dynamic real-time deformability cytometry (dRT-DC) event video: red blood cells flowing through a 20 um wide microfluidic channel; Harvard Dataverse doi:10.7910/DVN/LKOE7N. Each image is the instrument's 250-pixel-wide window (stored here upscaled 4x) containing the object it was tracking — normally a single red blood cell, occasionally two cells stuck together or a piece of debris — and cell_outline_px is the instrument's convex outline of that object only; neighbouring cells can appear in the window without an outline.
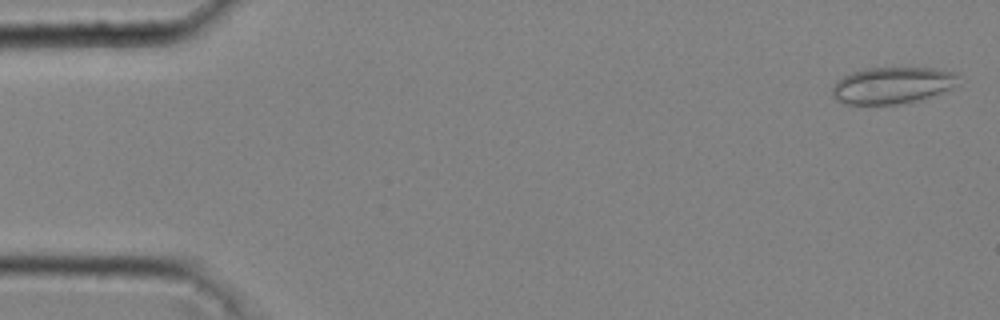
{"species": "common noctule bat (a hibernating species)", "species_latin": "Nyctalus noctula", "temperature_condition": "cold", "stored_images_in_passage": 11, "camera_frame_rate_fps": 3000, "um_per_image_px": 0.085, "animal": {"sex": "male", "body_mass_g": 20.4}, "frame": {"image": 1, "passage_image": 2, "time_ms": 0.333, "image_size_px": [1000, 320], "cell_outline_px": [[960, 76], [956, 88], [916, 100], [900, 104], [844, 104], [836, 100], [832, 96], [832, 88], [836, 80], [852, 72], [868, 68], [932, 68], [956, 72]], "centroid_in_image_um": [75.86, 7.25], "position_along_channel_um": 9.1, "area_um2": 27.11}}